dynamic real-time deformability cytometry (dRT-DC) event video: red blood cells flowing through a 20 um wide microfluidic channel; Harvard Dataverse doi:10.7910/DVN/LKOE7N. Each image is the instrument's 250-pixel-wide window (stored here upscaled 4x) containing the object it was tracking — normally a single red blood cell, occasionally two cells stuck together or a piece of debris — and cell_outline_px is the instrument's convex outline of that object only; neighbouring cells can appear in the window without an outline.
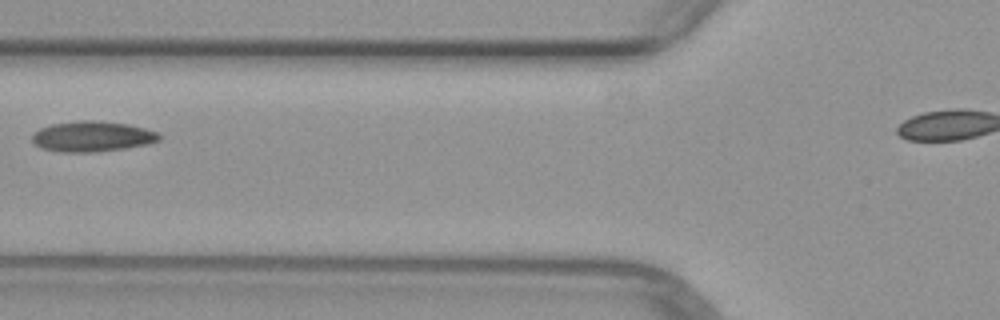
{"species": "common noctule bat (a hibernating species)", "species_latin": "Nyctalus noctula", "temperature_condition": "warm", "stored_images_in_passage": 3, "camera_frame_rate_fps": 3000, "um_per_image_px": 0.085, "animal": {"sex": "female", "body_mass_g": 29.2, "forearm_length_mm": 56.3}, "frame": {"image": 1, "passage_image": 3, "time_ms": 2.333, "image_size_px": [1000, 320], "cell_outline_px": [[160, 140], [148, 144], [124, 148], [92, 152], [64, 152], [40, 148], [32, 140], [32, 132], [40, 128], [52, 124], [80, 120], [96, 120], [128, 124], [160, 132]], "centroid_in_image_um": [7.84, 11.59], "position_along_channel_um": 118.0, "area_um2": 22.6}}